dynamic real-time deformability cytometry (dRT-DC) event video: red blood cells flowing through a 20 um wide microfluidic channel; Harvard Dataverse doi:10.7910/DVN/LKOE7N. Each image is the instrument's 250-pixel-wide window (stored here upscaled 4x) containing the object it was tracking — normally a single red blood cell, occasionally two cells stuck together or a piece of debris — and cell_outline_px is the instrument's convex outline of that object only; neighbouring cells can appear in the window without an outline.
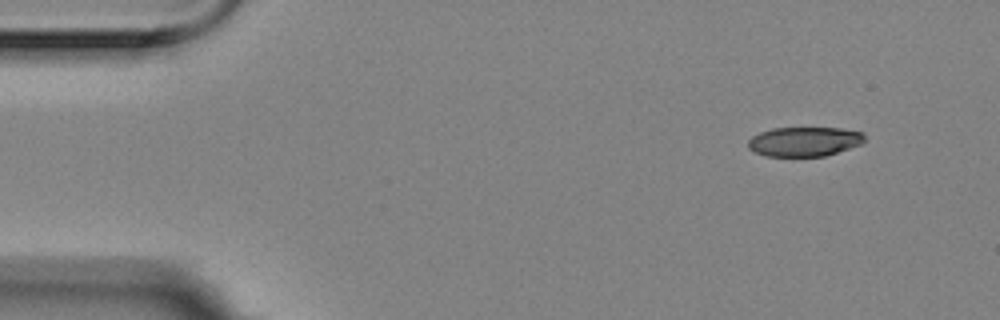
{"species": "Egyptian fruit bat (a non-hibernating species)", "species_latin": "Rousettus aegyptiacus", "temperature_condition": "room temperature", "stored_images_in_passage": 3, "camera_frame_rate_fps": 3000, "um_per_image_px": 0.085, "animal": {"sex": "female"}, "frame": {"image": 1, "passage_image": 1, "time_ms": 0.0, "image_size_px": [1000, 320], "cell_outline_px": [[864, 144], [824, 156], [764, 156], [752, 152], [748, 148], [748, 140], [752, 136], [760, 132], [772, 128], [840, 128], [864, 132]], "centroid_in_image_um": [68.36, 12.03], "position_along_channel_um": 16.6, "area_um2": 20.23}}